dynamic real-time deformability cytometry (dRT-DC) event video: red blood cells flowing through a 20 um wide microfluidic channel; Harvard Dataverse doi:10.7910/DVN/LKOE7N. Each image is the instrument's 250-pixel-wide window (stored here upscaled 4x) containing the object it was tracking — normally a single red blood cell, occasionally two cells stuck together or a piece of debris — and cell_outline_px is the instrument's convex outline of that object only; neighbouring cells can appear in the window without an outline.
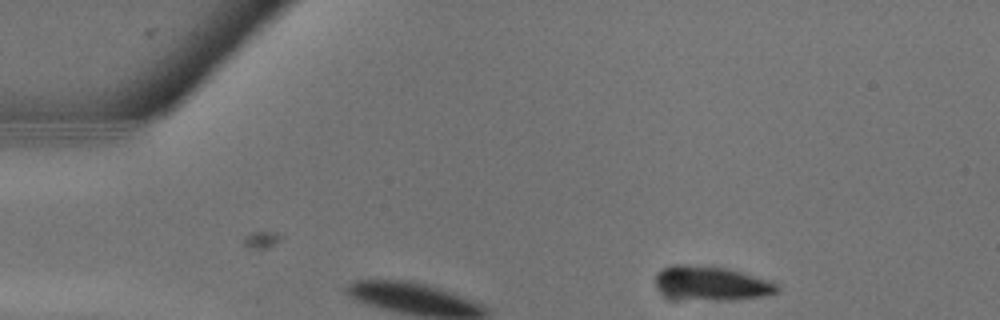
{"species": "common noctule bat (a hibernating species)", "species_latin": "Nyctalus noctula", "temperature_condition": "warm", "stored_images_in_passage": 8, "camera_frame_rate_fps": 3000, "um_per_image_px": 0.085, "animal": {"sex": "male", "body_mass_g": 13.3}, "frame": {"image": 1, "passage_image": 2, "time_ms": 0.333, "image_size_px": [1000, 320], "cell_outline_px": [[780, 288], [776, 292], [768, 296], [736, 300], [712, 300], [668, 296], [652, 280], [652, 276], [660, 268], [676, 264], [696, 264], [728, 268], [768, 280], [776, 284]], "centroid_in_image_um": [60.45, 24.06], "position_along_channel_um": 24.6, "area_um2": 24.45}}
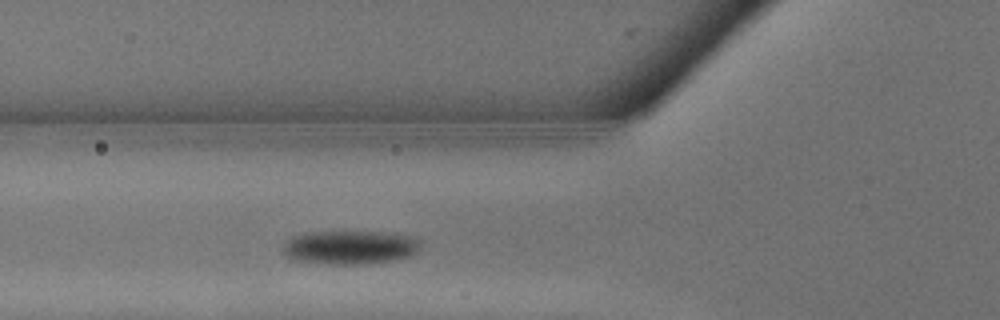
{"frame": {"image": 2, "passage_image": 8, "time_ms": 2.333, "image_size_px": [1000, 320], "cell_outline_px": [[420, 248], [412, 256], [392, 260], [360, 264], [328, 264], [292, 260], [284, 252], [284, 240], [292, 236], [308, 232], [384, 232], [412, 236], [420, 240]], "centroid_in_image_um": [29.75, 21.02], "position_along_channel_um": 96.1, "area_um2": 27.11}}